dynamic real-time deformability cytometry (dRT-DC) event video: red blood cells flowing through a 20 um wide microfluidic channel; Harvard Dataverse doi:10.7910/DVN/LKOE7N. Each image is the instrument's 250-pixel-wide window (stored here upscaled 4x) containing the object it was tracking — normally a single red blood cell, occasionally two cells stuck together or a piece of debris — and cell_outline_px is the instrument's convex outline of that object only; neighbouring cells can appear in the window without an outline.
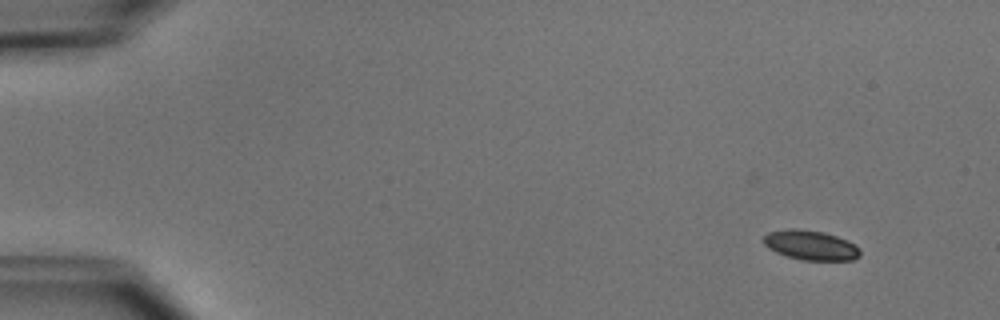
{"species": "common noctule bat (a hibernating species)", "species_latin": "Nyctalus noctula", "temperature_condition": "cold", "stored_images_in_passage": 4, "camera_frame_rate_fps": 3000, "um_per_image_px": 0.085, "animal": {"sex": "male", "body_mass_g": 15.6}, "frame": {"image": 1, "passage_image": 1, "time_ms": 0.0, "image_size_px": [1000, 320], "cell_outline_px": [[860, 256], [852, 260], [800, 260], [776, 252], [768, 248], [764, 244], [764, 236], [768, 232], [788, 228], [796, 228], [824, 232], [848, 240], [856, 244], [860, 248]], "centroid_in_image_um": [68.93, 20.83], "position_along_channel_um": 16.1, "area_um2": 16.82}}
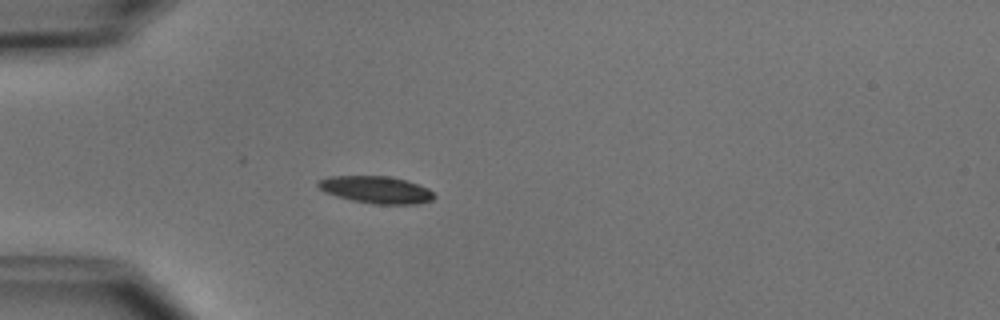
{"frame": {"image": 2, "passage_image": 4, "time_ms": 3.667, "image_size_px": [1000, 320], "cell_outline_px": [[436, 196], [432, 200], [416, 204], [376, 204], [352, 200], [336, 196], [324, 192], [316, 184], [316, 180], [328, 176], [388, 176], [404, 180], [428, 188]], "centroid_in_image_um": [31.93, 16.12], "position_along_channel_um": 53.1, "area_um2": 18.32}}